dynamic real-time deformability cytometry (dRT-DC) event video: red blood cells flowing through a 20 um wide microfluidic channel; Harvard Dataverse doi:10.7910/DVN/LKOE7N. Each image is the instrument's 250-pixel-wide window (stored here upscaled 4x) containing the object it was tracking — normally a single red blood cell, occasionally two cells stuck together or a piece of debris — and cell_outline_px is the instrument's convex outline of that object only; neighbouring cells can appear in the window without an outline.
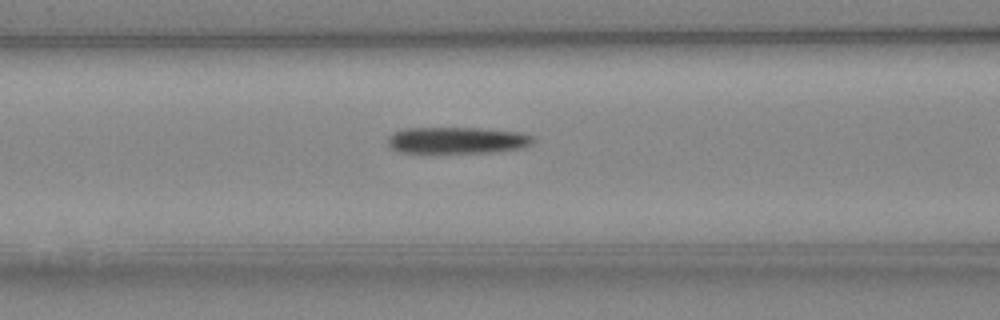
{"species": "Egyptian fruit bat (a non-hibernating species)", "species_latin": "Rousettus aegyptiacus", "temperature_condition": "cold", "stored_images_in_passage": 34, "camera_frame_rate_fps": 3000, "um_per_image_px": 0.085, "animal": {"sex": "female"}, "frame": {"image": 1, "passage_image": 15, "time_ms": 4.667, "image_size_px": [1000, 320], "cell_outline_px": [[536, 140], [532, 144], [524, 148], [496, 152], [400, 152], [392, 148], [388, 144], [388, 136], [392, 132], [404, 128], [480, 128], [520, 132], [536, 136]], "centroid_in_image_um": [38.92, 11.91], "position_along_channel_um": 127.7, "area_um2": 22.72}}
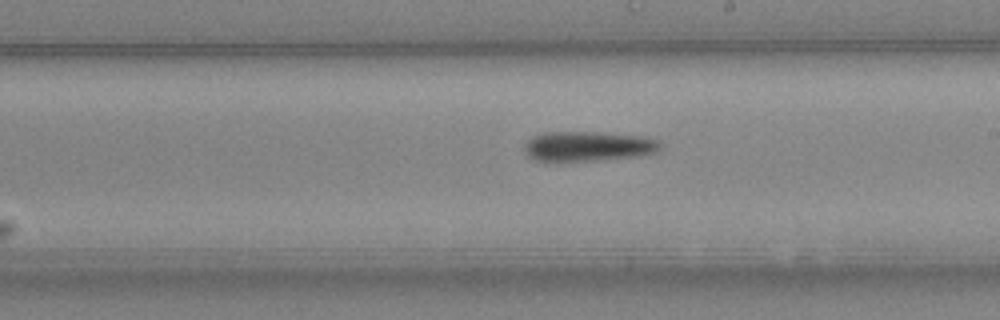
{"frame": {"image": 2, "passage_image": 23, "time_ms": 7.333, "image_size_px": [1000, 320], "cell_outline_px": [[660, 148], [656, 152], [640, 156], [596, 160], [536, 160], [528, 156], [524, 148], [524, 144], [532, 136], [544, 132], [596, 132], [640, 136], [660, 140]], "centroid_in_image_um": [49.99, 12.42], "position_along_channel_um": 239.0, "area_um2": 23.41}}
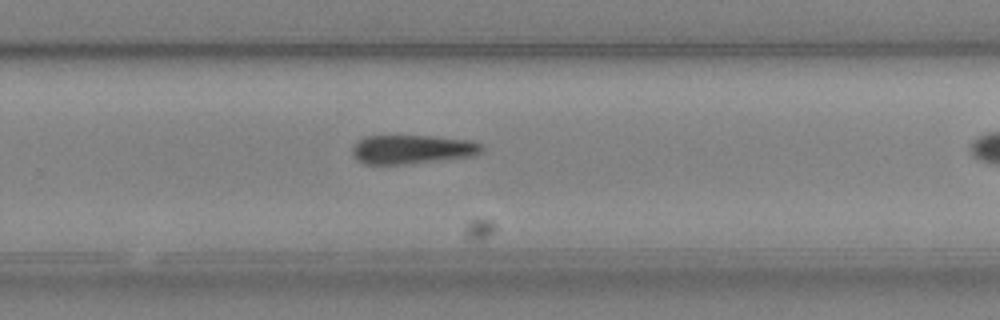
{"frame": {"image": 3, "passage_image": 27, "time_ms": 8.667, "image_size_px": [1000, 320], "cell_outline_px": [[484, 148], [476, 156], [404, 164], [364, 164], [352, 156], [352, 148], [356, 140], [364, 136], [428, 136], [472, 140], [484, 144]], "centroid_in_image_um": [35.04, 12.69], "position_along_channel_um": 294.8, "area_um2": 22.08}}